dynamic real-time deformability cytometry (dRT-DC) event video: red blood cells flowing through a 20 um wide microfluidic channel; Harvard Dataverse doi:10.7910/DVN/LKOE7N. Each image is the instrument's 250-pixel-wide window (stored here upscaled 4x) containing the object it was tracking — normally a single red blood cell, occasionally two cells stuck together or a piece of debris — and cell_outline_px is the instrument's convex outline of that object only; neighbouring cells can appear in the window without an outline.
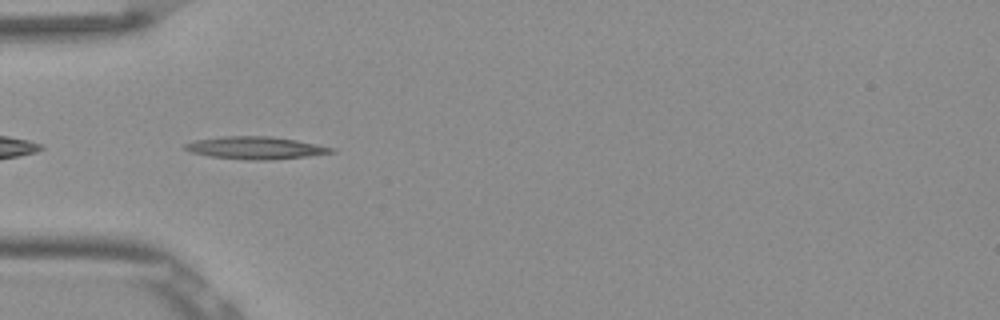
{"species": "Egyptian fruit bat (a non-hibernating species)", "species_latin": "Rousettus aegyptiacus", "temperature_condition": "room temperature", "stored_images_in_passage": 38, "camera_frame_rate_fps": 3000, "um_per_image_px": 0.085, "frame": {"image": 1, "passage_image": 2, "time_ms": 0.333, "image_size_px": [1000, 320], "cell_outline_px": [[336, 152], [308, 156], [268, 160], [248, 160], [212, 156], [192, 152], [184, 148], [184, 144], [196, 140], [224, 136], [272, 136], [296, 140], [336, 148]], "centroid_in_image_um": [21.77, 12.56], "position_along_channel_um": 63.2, "area_um2": 19.02}}
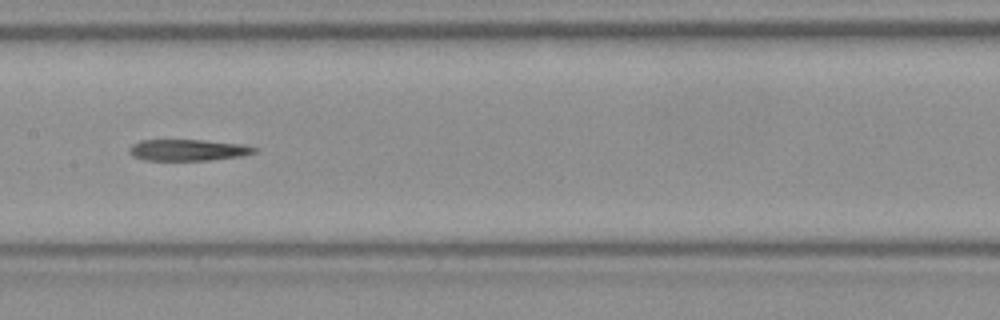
{"frame": {"image": 2, "passage_image": 12, "time_ms": 3.667, "image_size_px": [1000, 320], "cell_outline_px": [[260, 148], [256, 152], [244, 156], [208, 160], [144, 160], [132, 156], [128, 152], [128, 148], [132, 144], [140, 140], [204, 140], [244, 144]], "centroid_in_image_um": [16.0, 12.75], "position_along_channel_um": 191.4, "area_um2": 15.84}}
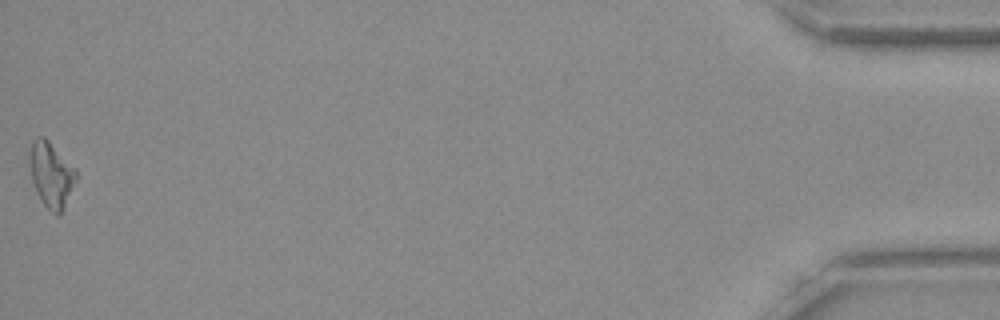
{"frame": {"image": 3, "passage_image": 38, "time_ms": 12.333, "image_size_px": [1000, 320], "cell_outline_px": [[76, 180], [64, 208], [56, 216], [40, 200], [36, 192], [32, 180], [32, 140], [40, 136], [44, 136], [76, 168]], "centroid_in_image_um": [4.39, 14.87], "position_along_channel_um": 430.8, "area_um2": 17.11}}